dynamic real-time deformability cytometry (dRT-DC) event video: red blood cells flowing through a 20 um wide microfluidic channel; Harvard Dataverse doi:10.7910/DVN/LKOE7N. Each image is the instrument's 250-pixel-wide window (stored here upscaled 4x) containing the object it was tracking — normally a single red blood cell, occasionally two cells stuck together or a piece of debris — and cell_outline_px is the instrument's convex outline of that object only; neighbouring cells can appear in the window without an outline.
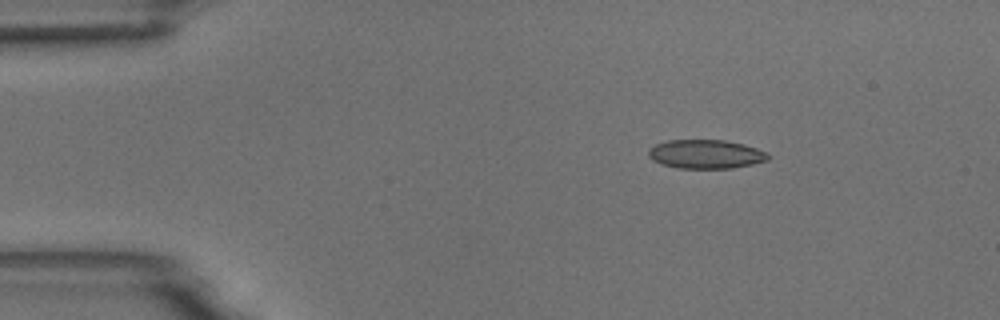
{"species": "common noctule bat (a hibernating species)", "species_latin": "Nyctalus noctula", "temperature_condition": "room temperature", "stored_images_in_passage": 47, "camera_frame_rate_fps": 3000, "um_per_image_px": 0.085, "animal": {"sex": "male", "body_mass_g": 18.8}, "frame": {"image": 1, "passage_image": 1, "time_ms": 0.0, "image_size_px": [1000, 320], "cell_outline_px": [[768, 160], [752, 164], [732, 168], [676, 168], [652, 160], [648, 156], [648, 148], [656, 144], [668, 140], [724, 140], [744, 144], [768, 152]], "centroid_in_image_um": [59.98, 13.1], "position_along_channel_um": 25.0, "area_um2": 20.11}}
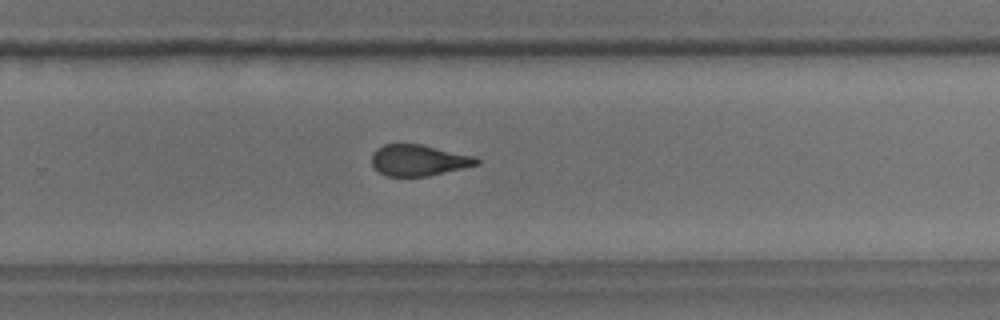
{"frame": {"image": 2, "passage_image": 28, "time_ms": 9.0, "image_size_px": [1000, 320], "cell_outline_px": [[480, 164], [428, 176], [388, 176], [380, 172], [372, 164], [372, 152], [376, 148], [384, 144], [420, 144], [476, 156], [480, 160]], "centroid_in_image_um": [35.6, 13.61], "position_along_channel_um": 294.2, "area_um2": 19.02}}
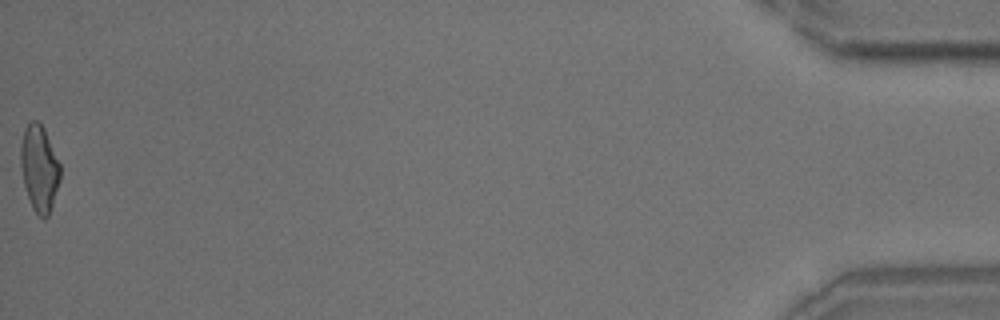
{"frame": {"image": 3, "passage_image": 47, "time_ms": 15.333, "image_size_px": [1000, 320], "cell_outline_px": [[60, 180], [48, 216], [44, 220], [32, 208], [24, 184], [20, 168], [20, 144], [24, 128], [32, 120], [36, 120], [44, 128], [60, 164]], "centroid_in_image_um": [3.32, 14.29], "position_along_channel_um": 431.9, "area_um2": 19.83}, "authors_computed_cell_mechanics": {"area_um2": 20.0566, "velocity_mm_per_s": 3.7316, "shape_relaxation_time_tau1_ms": 5.6339, "shape_relaxation_time_tau2_ms": 1.6481, "deformation_change_tau1": 0.1499, "deformation_change_tau2": 0.0824}}